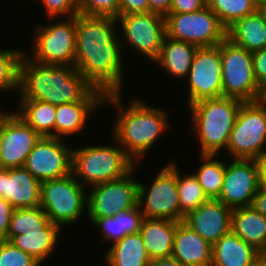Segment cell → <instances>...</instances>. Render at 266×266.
<instances>
[{
    "instance_id": "7dc6e473",
    "label": "cell",
    "mask_w": 266,
    "mask_h": 266,
    "mask_svg": "<svg viewBox=\"0 0 266 266\" xmlns=\"http://www.w3.org/2000/svg\"><path fill=\"white\" fill-rule=\"evenodd\" d=\"M254 266H266V250L258 252Z\"/></svg>"
},
{
    "instance_id": "bcb514c9",
    "label": "cell",
    "mask_w": 266,
    "mask_h": 266,
    "mask_svg": "<svg viewBox=\"0 0 266 266\" xmlns=\"http://www.w3.org/2000/svg\"><path fill=\"white\" fill-rule=\"evenodd\" d=\"M148 266H183L180 262L175 260L172 256L168 258L151 259Z\"/></svg>"
},
{
    "instance_id": "d590c367",
    "label": "cell",
    "mask_w": 266,
    "mask_h": 266,
    "mask_svg": "<svg viewBox=\"0 0 266 266\" xmlns=\"http://www.w3.org/2000/svg\"><path fill=\"white\" fill-rule=\"evenodd\" d=\"M0 266H42L33 256L15 247L10 241H0Z\"/></svg>"
},
{
    "instance_id": "7402d4cb",
    "label": "cell",
    "mask_w": 266,
    "mask_h": 266,
    "mask_svg": "<svg viewBox=\"0 0 266 266\" xmlns=\"http://www.w3.org/2000/svg\"><path fill=\"white\" fill-rule=\"evenodd\" d=\"M199 47L165 35L160 54L153 62L160 65L167 77L185 80L189 74L195 53ZM170 75V76H169Z\"/></svg>"
},
{
    "instance_id": "b9f144b4",
    "label": "cell",
    "mask_w": 266,
    "mask_h": 266,
    "mask_svg": "<svg viewBox=\"0 0 266 266\" xmlns=\"http://www.w3.org/2000/svg\"><path fill=\"white\" fill-rule=\"evenodd\" d=\"M14 208L5 199L0 198V239L7 240V233L9 230L10 219Z\"/></svg>"
},
{
    "instance_id": "ffe728a7",
    "label": "cell",
    "mask_w": 266,
    "mask_h": 266,
    "mask_svg": "<svg viewBox=\"0 0 266 266\" xmlns=\"http://www.w3.org/2000/svg\"><path fill=\"white\" fill-rule=\"evenodd\" d=\"M40 185L25 167L0 168V198L14 209L40 206Z\"/></svg>"
},
{
    "instance_id": "5bb4252c",
    "label": "cell",
    "mask_w": 266,
    "mask_h": 266,
    "mask_svg": "<svg viewBox=\"0 0 266 266\" xmlns=\"http://www.w3.org/2000/svg\"><path fill=\"white\" fill-rule=\"evenodd\" d=\"M126 176L90 187L87 190L86 217H113L120 211L138 206V179L134 171Z\"/></svg>"
},
{
    "instance_id": "7a4b0ae2",
    "label": "cell",
    "mask_w": 266,
    "mask_h": 266,
    "mask_svg": "<svg viewBox=\"0 0 266 266\" xmlns=\"http://www.w3.org/2000/svg\"><path fill=\"white\" fill-rule=\"evenodd\" d=\"M122 93L106 94L103 105H113L118 115L112 126V137L122 149L135 161L141 162L155 146L162 134L170 131L169 111L152 107L147 101L134 98L128 106L122 101ZM117 118V119H116ZM170 128V129H169Z\"/></svg>"
},
{
    "instance_id": "681fc988",
    "label": "cell",
    "mask_w": 266,
    "mask_h": 266,
    "mask_svg": "<svg viewBox=\"0 0 266 266\" xmlns=\"http://www.w3.org/2000/svg\"><path fill=\"white\" fill-rule=\"evenodd\" d=\"M253 1L256 3V5H258V4L262 3V2H265L266 0H253Z\"/></svg>"
},
{
    "instance_id": "8d00e7d4",
    "label": "cell",
    "mask_w": 266,
    "mask_h": 266,
    "mask_svg": "<svg viewBox=\"0 0 266 266\" xmlns=\"http://www.w3.org/2000/svg\"><path fill=\"white\" fill-rule=\"evenodd\" d=\"M79 14L89 16H119V0H78Z\"/></svg>"
},
{
    "instance_id": "44dd1931",
    "label": "cell",
    "mask_w": 266,
    "mask_h": 266,
    "mask_svg": "<svg viewBox=\"0 0 266 266\" xmlns=\"http://www.w3.org/2000/svg\"><path fill=\"white\" fill-rule=\"evenodd\" d=\"M171 256L183 266H212V245L183 221H177Z\"/></svg>"
},
{
    "instance_id": "8992f818",
    "label": "cell",
    "mask_w": 266,
    "mask_h": 266,
    "mask_svg": "<svg viewBox=\"0 0 266 266\" xmlns=\"http://www.w3.org/2000/svg\"><path fill=\"white\" fill-rule=\"evenodd\" d=\"M84 186L70 174L41 182L40 207L51 223L63 227L78 224L87 215V193ZM82 216V217H81ZM75 223V224H74Z\"/></svg>"
},
{
    "instance_id": "7bdbcfd3",
    "label": "cell",
    "mask_w": 266,
    "mask_h": 266,
    "mask_svg": "<svg viewBox=\"0 0 266 266\" xmlns=\"http://www.w3.org/2000/svg\"><path fill=\"white\" fill-rule=\"evenodd\" d=\"M149 12L166 16L170 12L172 0H148Z\"/></svg>"
},
{
    "instance_id": "4fadbf2b",
    "label": "cell",
    "mask_w": 266,
    "mask_h": 266,
    "mask_svg": "<svg viewBox=\"0 0 266 266\" xmlns=\"http://www.w3.org/2000/svg\"><path fill=\"white\" fill-rule=\"evenodd\" d=\"M186 79L187 107L204 99L223 96L221 43L197 49Z\"/></svg>"
},
{
    "instance_id": "2e32d148",
    "label": "cell",
    "mask_w": 266,
    "mask_h": 266,
    "mask_svg": "<svg viewBox=\"0 0 266 266\" xmlns=\"http://www.w3.org/2000/svg\"><path fill=\"white\" fill-rule=\"evenodd\" d=\"M64 141L41 137L27 156L24 167L40 182L72 174L73 148Z\"/></svg>"
},
{
    "instance_id": "f546056e",
    "label": "cell",
    "mask_w": 266,
    "mask_h": 266,
    "mask_svg": "<svg viewBox=\"0 0 266 266\" xmlns=\"http://www.w3.org/2000/svg\"><path fill=\"white\" fill-rule=\"evenodd\" d=\"M19 100L18 109L13 111L42 137H55L56 105L35 99Z\"/></svg>"
},
{
    "instance_id": "1f68e13d",
    "label": "cell",
    "mask_w": 266,
    "mask_h": 266,
    "mask_svg": "<svg viewBox=\"0 0 266 266\" xmlns=\"http://www.w3.org/2000/svg\"><path fill=\"white\" fill-rule=\"evenodd\" d=\"M176 164V181L180 202V222L191 211L209 200L197 177L191 172L182 176Z\"/></svg>"
},
{
    "instance_id": "9a60e30c",
    "label": "cell",
    "mask_w": 266,
    "mask_h": 266,
    "mask_svg": "<svg viewBox=\"0 0 266 266\" xmlns=\"http://www.w3.org/2000/svg\"><path fill=\"white\" fill-rule=\"evenodd\" d=\"M41 137L13 109L5 111L0 120V168L24 167Z\"/></svg>"
},
{
    "instance_id": "ab89813d",
    "label": "cell",
    "mask_w": 266,
    "mask_h": 266,
    "mask_svg": "<svg viewBox=\"0 0 266 266\" xmlns=\"http://www.w3.org/2000/svg\"><path fill=\"white\" fill-rule=\"evenodd\" d=\"M207 6V0H172L169 13H191Z\"/></svg>"
},
{
    "instance_id": "52a82bcc",
    "label": "cell",
    "mask_w": 266,
    "mask_h": 266,
    "mask_svg": "<svg viewBox=\"0 0 266 266\" xmlns=\"http://www.w3.org/2000/svg\"><path fill=\"white\" fill-rule=\"evenodd\" d=\"M38 24L30 41L32 61L43 65L75 66L76 16L65 17L62 21Z\"/></svg>"
},
{
    "instance_id": "d4e9b609",
    "label": "cell",
    "mask_w": 266,
    "mask_h": 266,
    "mask_svg": "<svg viewBox=\"0 0 266 266\" xmlns=\"http://www.w3.org/2000/svg\"><path fill=\"white\" fill-rule=\"evenodd\" d=\"M95 228L100 229L102 244L110 243L109 246L121 240L128 234L140 232L143 214L139 206L129 210H123L113 217H88Z\"/></svg>"
},
{
    "instance_id": "277c9868",
    "label": "cell",
    "mask_w": 266,
    "mask_h": 266,
    "mask_svg": "<svg viewBox=\"0 0 266 266\" xmlns=\"http://www.w3.org/2000/svg\"><path fill=\"white\" fill-rule=\"evenodd\" d=\"M243 101L231 97L204 99L189 105L191 126L200 143L199 155L225 152L237 113Z\"/></svg>"
},
{
    "instance_id": "6da1fadb",
    "label": "cell",
    "mask_w": 266,
    "mask_h": 266,
    "mask_svg": "<svg viewBox=\"0 0 266 266\" xmlns=\"http://www.w3.org/2000/svg\"><path fill=\"white\" fill-rule=\"evenodd\" d=\"M117 25L114 17L76 15L75 68L105 95L123 93L126 83Z\"/></svg>"
},
{
    "instance_id": "8fae6325",
    "label": "cell",
    "mask_w": 266,
    "mask_h": 266,
    "mask_svg": "<svg viewBox=\"0 0 266 266\" xmlns=\"http://www.w3.org/2000/svg\"><path fill=\"white\" fill-rule=\"evenodd\" d=\"M154 177L149 186L138 180V206L143 217L180 222L176 164L173 161L168 162Z\"/></svg>"
},
{
    "instance_id": "30bf717a",
    "label": "cell",
    "mask_w": 266,
    "mask_h": 266,
    "mask_svg": "<svg viewBox=\"0 0 266 266\" xmlns=\"http://www.w3.org/2000/svg\"><path fill=\"white\" fill-rule=\"evenodd\" d=\"M164 18L166 36L199 48L218 46L227 37V29L208 6L191 13H168Z\"/></svg>"
},
{
    "instance_id": "d6a6232c",
    "label": "cell",
    "mask_w": 266,
    "mask_h": 266,
    "mask_svg": "<svg viewBox=\"0 0 266 266\" xmlns=\"http://www.w3.org/2000/svg\"><path fill=\"white\" fill-rule=\"evenodd\" d=\"M50 223L51 221L40 206L14 209L10 219L7 241H10L15 235L43 230Z\"/></svg>"
},
{
    "instance_id": "ba28073f",
    "label": "cell",
    "mask_w": 266,
    "mask_h": 266,
    "mask_svg": "<svg viewBox=\"0 0 266 266\" xmlns=\"http://www.w3.org/2000/svg\"><path fill=\"white\" fill-rule=\"evenodd\" d=\"M222 90L224 97L254 102L264 99L253 68L252 52L236 45L227 37L221 42Z\"/></svg>"
},
{
    "instance_id": "7c38bea8",
    "label": "cell",
    "mask_w": 266,
    "mask_h": 266,
    "mask_svg": "<svg viewBox=\"0 0 266 266\" xmlns=\"http://www.w3.org/2000/svg\"><path fill=\"white\" fill-rule=\"evenodd\" d=\"M118 35L123 38L121 46L140 52L145 58L155 61L161 51L166 35L165 18L162 15L147 12L138 14L121 15L116 18ZM120 24V25H119ZM125 42V43H124Z\"/></svg>"
},
{
    "instance_id": "9c48e42d",
    "label": "cell",
    "mask_w": 266,
    "mask_h": 266,
    "mask_svg": "<svg viewBox=\"0 0 266 266\" xmlns=\"http://www.w3.org/2000/svg\"><path fill=\"white\" fill-rule=\"evenodd\" d=\"M266 100L243 102L230 133V158L258 159L266 153Z\"/></svg>"
},
{
    "instance_id": "4dcf8cb0",
    "label": "cell",
    "mask_w": 266,
    "mask_h": 266,
    "mask_svg": "<svg viewBox=\"0 0 266 266\" xmlns=\"http://www.w3.org/2000/svg\"><path fill=\"white\" fill-rule=\"evenodd\" d=\"M201 165L193 174L197 177L204 193L209 199H217L221 193L226 167L225 160L218 155H199Z\"/></svg>"
},
{
    "instance_id": "f1b7e54d",
    "label": "cell",
    "mask_w": 266,
    "mask_h": 266,
    "mask_svg": "<svg viewBox=\"0 0 266 266\" xmlns=\"http://www.w3.org/2000/svg\"><path fill=\"white\" fill-rule=\"evenodd\" d=\"M227 38L249 52L264 49L266 48V23L256 11L230 26L227 29Z\"/></svg>"
},
{
    "instance_id": "60d3db41",
    "label": "cell",
    "mask_w": 266,
    "mask_h": 266,
    "mask_svg": "<svg viewBox=\"0 0 266 266\" xmlns=\"http://www.w3.org/2000/svg\"><path fill=\"white\" fill-rule=\"evenodd\" d=\"M149 12L148 0H119V16Z\"/></svg>"
},
{
    "instance_id": "f6af8a7d",
    "label": "cell",
    "mask_w": 266,
    "mask_h": 266,
    "mask_svg": "<svg viewBox=\"0 0 266 266\" xmlns=\"http://www.w3.org/2000/svg\"><path fill=\"white\" fill-rule=\"evenodd\" d=\"M258 166L259 187L266 188V153L256 159Z\"/></svg>"
},
{
    "instance_id": "484cf974",
    "label": "cell",
    "mask_w": 266,
    "mask_h": 266,
    "mask_svg": "<svg viewBox=\"0 0 266 266\" xmlns=\"http://www.w3.org/2000/svg\"><path fill=\"white\" fill-rule=\"evenodd\" d=\"M258 252L230 231L212 246V266H254Z\"/></svg>"
},
{
    "instance_id": "f907efd6",
    "label": "cell",
    "mask_w": 266,
    "mask_h": 266,
    "mask_svg": "<svg viewBox=\"0 0 266 266\" xmlns=\"http://www.w3.org/2000/svg\"><path fill=\"white\" fill-rule=\"evenodd\" d=\"M2 108H0V120L2 119V115H3V113L5 112V110L4 109H2Z\"/></svg>"
},
{
    "instance_id": "ee69618b",
    "label": "cell",
    "mask_w": 266,
    "mask_h": 266,
    "mask_svg": "<svg viewBox=\"0 0 266 266\" xmlns=\"http://www.w3.org/2000/svg\"><path fill=\"white\" fill-rule=\"evenodd\" d=\"M252 206L266 217V188L259 187L253 198Z\"/></svg>"
},
{
    "instance_id": "cb8c5ba5",
    "label": "cell",
    "mask_w": 266,
    "mask_h": 266,
    "mask_svg": "<svg viewBox=\"0 0 266 266\" xmlns=\"http://www.w3.org/2000/svg\"><path fill=\"white\" fill-rule=\"evenodd\" d=\"M231 231L259 252L266 250V217L252 205L232 210Z\"/></svg>"
},
{
    "instance_id": "836d02e7",
    "label": "cell",
    "mask_w": 266,
    "mask_h": 266,
    "mask_svg": "<svg viewBox=\"0 0 266 266\" xmlns=\"http://www.w3.org/2000/svg\"><path fill=\"white\" fill-rule=\"evenodd\" d=\"M207 6L226 29L237 20L255 13L257 8L253 0H207Z\"/></svg>"
},
{
    "instance_id": "3957f363",
    "label": "cell",
    "mask_w": 266,
    "mask_h": 266,
    "mask_svg": "<svg viewBox=\"0 0 266 266\" xmlns=\"http://www.w3.org/2000/svg\"><path fill=\"white\" fill-rule=\"evenodd\" d=\"M94 87L75 68L43 65L22 56L19 66V99H35L53 105L80 102Z\"/></svg>"
},
{
    "instance_id": "4316f807",
    "label": "cell",
    "mask_w": 266,
    "mask_h": 266,
    "mask_svg": "<svg viewBox=\"0 0 266 266\" xmlns=\"http://www.w3.org/2000/svg\"><path fill=\"white\" fill-rule=\"evenodd\" d=\"M61 231L62 229L59 226L50 223L43 230L15 235L10 242L23 252L33 256L43 265L46 262L45 260L56 251Z\"/></svg>"
},
{
    "instance_id": "74e56055",
    "label": "cell",
    "mask_w": 266,
    "mask_h": 266,
    "mask_svg": "<svg viewBox=\"0 0 266 266\" xmlns=\"http://www.w3.org/2000/svg\"><path fill=\"white\" fill-rule=\"evenodd\" d=\"M48 18L72 17L79 14L78 0H38Z\"/></svg>"
},
{
    "instance_id": "83f0119b",
    "label": "cell",
    "mask_w": 266,
    "mask_h": 266,
    "mask_svg": "<svg viewBox=\"0 0 266 266\" xmlns=\"http://www.w3.org/2000/svg\"><path fill=\"white\" fill-rule=\"evenodd\" d=\"M104 254L106 266H148V256L140 232L131 233L115 242Z\"/></svg>"
},
{
    "instance_id": "d6986e66",
    "label": "cell",
    "mask_w": 266,
    "mask_h": 266,
    "mask_svg": "<svg viewBox=\"0 0 266 266\" xmlns=\"http://www.w3.org/2000/svg\"><path fill=\"white\" fill-rule=\"evenodd\" d=\"M232 210L217 199H209L189 212L183 222L213 246L231 231Z\"/></svg>"
},
{
    "instance_id": "603a6c76",
    "label": "cell",
    "mask_w": 266,
    "mask_h": 266,
    "mask_svg": "<svg viewBox=\"0 0 266 266\" xmlns=\"http://www.w3.org/2000/svg\"><path fill=\"white\" fill-rule=\"evenodd\" d=\"M177 221L143 218L142 241L151 259L171 257Z\"/></svg>"
},
{
    "instance_id": "c3c4849f",
    "label": "cell",
    "mask_w": 266,
    "mask_h": 266,
    "mask_svg": "<svg viewBox=\"0 0 266 266\" xmlns=\"http://www.w3.org/2000/svg\"><path fill=\"white\" fill-rule=\"evenodd\" d=\"M256 11L266 23V1L258 4Z\"/></svg>"
},
{
    "instance_id": "e0dca14e",
    "label": "cell",
    "mask_w": 266,
    "mask_h": 266,
    "mask_svg": "<svg viewBox=\"0 0 266 266\" xmlns=\"http://www.w3.org/2000/svg\"><path fill=\"white\" fill-rule=\"evenodd\" d=\"M259 189L256 159L231 158L226 162L223 186L217 200L234 209L251 206Z\"/></svg>"
},
{
    "instance_id": "5b68a950",
    "label": "cell",
    "mask_w": 266,
    "mask_h": 266,
    "mask_svg": "<svg viewBox=\"0 0 266 266\" xmlns=\"http://www.w3.org/2000/svg\"><path fill=\"white\" fill-rule=\"evenodd\" d=\"M111 138L113 144L73 148L72 174L85 188L120 179L135 168V161Z\"/></svg>"
},
{
    "instance_id": "ac0fdd59",
    "label": "cell",
    "mask_w": 266,
    "mask_h": 266,
    "mask_svg": "<svg viewBox=\"0 0 266 266\" xmlns=\"http://www.w3.org/2000/svg\"><path fill=\"white\" fill-rule=\"evenodd\" d=\"M104 98L105 94L101 90L93 88L80 102L56 106L55 138L69 139V136L81 133L90 122V116L93 118L97 109L103 107Z\"/></svg>"
},
{
    "instance_id": "e575fe53",
    "label": "cell",
    "mask_w": 266,
    "mask_h": 266,
    "mask_svg": "<svg viewBox=\"0 0 266 266\" xmlns=\"http://www.w3.org/2000/svg\"><path fill=\"white\" fill-rule=\"evenodd\" d=\"M25 50L18 47L0 49V93L2 91L11 93L18 92L19 86V66Z\"/></svg>"
},
{
    "instance_id": "f35d334b",
    "label": "cell",
    "mask_w": 266,
    "mask_h": 266,
    "mask_svg": "<svg viewBox=\"0 0 266 266\" xmlns=\"http://www.w3.org/2000/svg\"><path fill=\"white\" fill-rule=\"evenodd\" d=\"M254 76L258 85L266 90V48L252 52Z\"/></svg>"
}]
</instances>
